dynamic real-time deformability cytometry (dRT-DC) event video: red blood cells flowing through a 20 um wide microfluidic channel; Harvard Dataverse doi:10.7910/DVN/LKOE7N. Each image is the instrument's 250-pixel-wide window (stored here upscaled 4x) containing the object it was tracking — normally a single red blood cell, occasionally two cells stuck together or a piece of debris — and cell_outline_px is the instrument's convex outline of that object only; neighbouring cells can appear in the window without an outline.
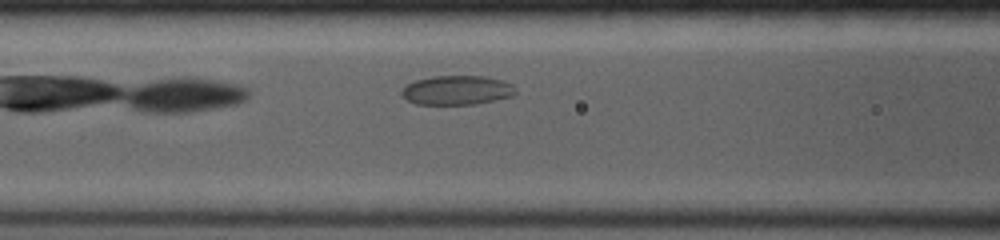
{"species": "common noctule bat (a hibernating species)", "species_latin": "Nyctalus noctula", "temperature_condition": "room temperature", "stored_images_in_passage": 56, "camera_frame_rate_fps": 4000, "um_per_image_px": 0.085, "animal": {"sex": "female", "body_mass_g": 19.0, "forearm_length_mm": 53.3}, "frame": {"image": 1, "passage_image": 17, "time_ms": 2.5, "image_size_px": [1000, 240], "cell_outline_px": [[516, 92], [512, 96], [476, 104], [416, 104], [400, 96], [400, 92], [408, 84], [416, 80], [432, 76], [488, 76], [512, 84], [516, 88]], "centroid_in_image_um": [38.84, 7.66], "position_along_channel_um": 127.8, "area_um2": 19.42}}